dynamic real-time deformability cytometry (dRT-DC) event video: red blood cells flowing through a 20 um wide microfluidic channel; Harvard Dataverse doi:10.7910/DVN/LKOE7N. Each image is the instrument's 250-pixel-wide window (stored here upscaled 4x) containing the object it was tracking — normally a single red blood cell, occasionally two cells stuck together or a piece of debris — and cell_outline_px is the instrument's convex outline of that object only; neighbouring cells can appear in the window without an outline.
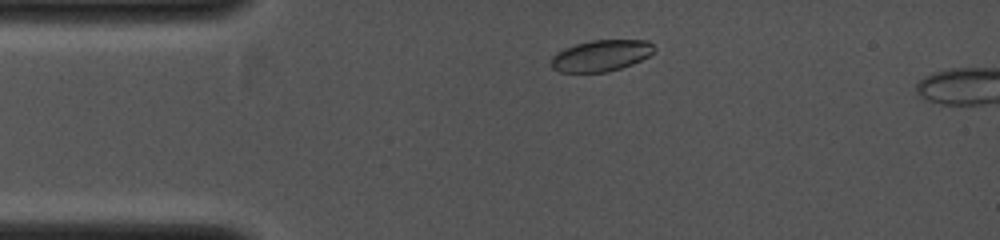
{"species": "common noctule bat (a hibernating species)", "species_latin": "Nyctalus noctula", "temperature_condition": "cold", "stored_images_in_passage": 6, "camera_frame_rate_fps": 4000, "um_per_image_px": 0.085, "animal": {"sex": "female", "body_mass_g": 19.0, "forearm_length_mm": 53.3}, "frame": {"image": 1, "passage_image": 4, "time_ms": 0.75, "image_size_px": [1000, 240], "cell_outline_px": [[656, 48], [648, 56], [632, 64], [608, 72], [560, 72], [552, 68], [552, 56], [556, 52], [564, 48], [576, 44], [592, 40], [648, 40]], "centroid_in_image_um": [51.08, 4.72], "position_along_channel_um": 33.9, "area_um2": 18.73}}